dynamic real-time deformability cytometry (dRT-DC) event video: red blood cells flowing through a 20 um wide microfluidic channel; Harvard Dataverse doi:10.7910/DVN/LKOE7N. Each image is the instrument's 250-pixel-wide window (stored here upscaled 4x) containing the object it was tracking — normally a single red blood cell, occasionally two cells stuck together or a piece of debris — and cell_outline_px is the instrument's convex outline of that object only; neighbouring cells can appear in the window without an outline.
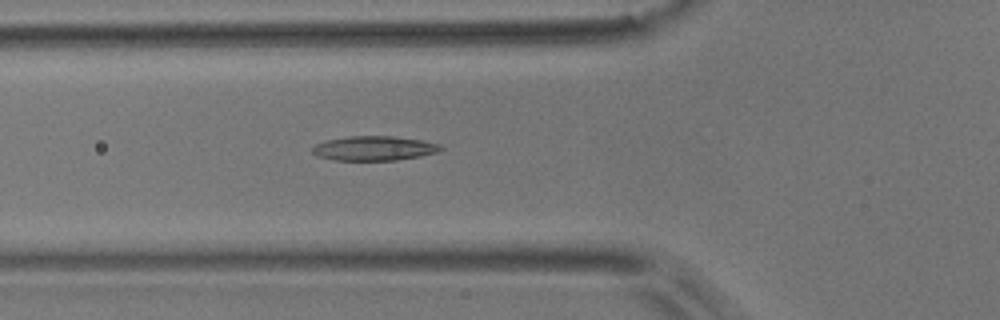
{"species": "common noctule bat (a hibernating species)", "species_latin": "Nyctalus noctula", "temperature_condition": "room temperature", "stored_images_in_passage": 6, "camera_frame_rate_fps": 3000, "um_per_image_px": 0.085, "animal": {"sex": "male", "body_mass_g": 17.9}, "frame": {"image": 1, "passage_image": 6, "time_ms": 1.667, "image_size_px": [1000, 320], "cell_outline_px": [[444, 148], [436, 152], [420, 156], [396, 160], [332, 160], [316, 156], [312, 152], [312, 148], [316, 144], [328, 140], [348, 136], [392, 136], [420, 140], [440, 144]], "centroid_in_image_um": [31.77, 12.61], "position_along_channel_um": 94.0, "area_um2": 18.21}}